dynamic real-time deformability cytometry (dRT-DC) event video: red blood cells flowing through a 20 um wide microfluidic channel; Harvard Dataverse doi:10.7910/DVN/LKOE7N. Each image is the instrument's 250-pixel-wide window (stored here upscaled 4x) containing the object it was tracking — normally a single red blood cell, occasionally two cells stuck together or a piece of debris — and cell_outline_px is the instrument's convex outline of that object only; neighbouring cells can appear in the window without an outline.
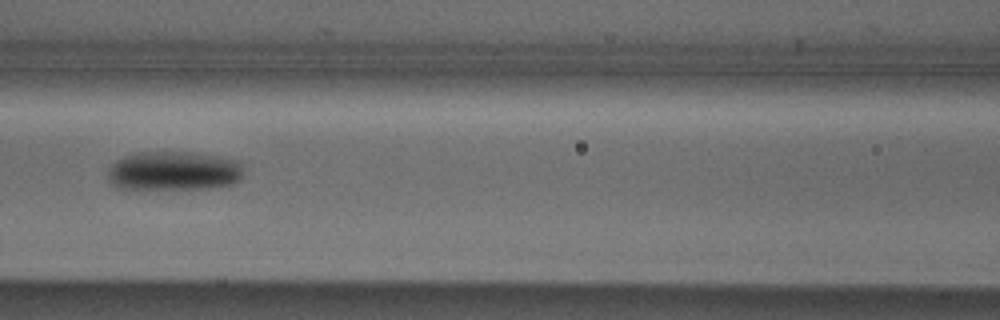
{"species": "Egyptian fruit bat (a non-hibernating species)", "species_latin": "Rousettus aegyptiacus", "temperature_condition": "cold", "stored_images_in_passage": 7, "camera_frame_rate_fps": 3000, "um_per_image_px": 0.085, "animal": {"sex": "male"}, "frame": {"image": 1, "passage_image": 7, "time_ms": 2.0, "image_size_px": [1000, 320], "cell_outline_px": [[244, 172], [240, 180], [232, 184], [208, 188], [140, 192], [116, 188], [108, 180], [108, 168], [116, 160], [124, 156], [136, 152], [192, 152], [220, 156], [236, 160], [244, 168]], "centroid_in_image_um": [14.71, 14.58], "position_along_channel_um": 151.9, "area_um2": 32.43}}